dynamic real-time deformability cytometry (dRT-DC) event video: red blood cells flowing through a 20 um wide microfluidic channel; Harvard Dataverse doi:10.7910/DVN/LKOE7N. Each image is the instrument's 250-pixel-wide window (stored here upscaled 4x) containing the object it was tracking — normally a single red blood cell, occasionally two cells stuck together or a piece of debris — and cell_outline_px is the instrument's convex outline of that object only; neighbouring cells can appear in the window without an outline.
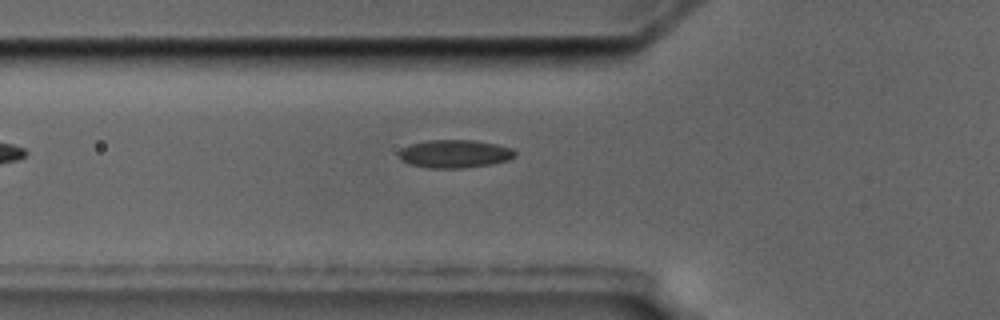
{"species": "common noctule bat (a hibernating species)", "species_latin": "Nyctalus noctula", "temperature_condition": "cold", "stored_images_in_passage": 5, "camera_frame_rate_fps": 3000, "um_per_image_px": 0.085, "animal": {"sex": "male", "body_mass_g": 17.5, "forearm_length_mm": 52.3}, "frame": {"image": 1, "passage_image": 5, "time_ms": 6.0, "image_size_px": [1000, 320], "cell_outline_px": [[516, 156], [508, 160], [492, 164], [460, 168], [428, 168], [408, 164], [400, 160], [400, 148], [412, 144], [428, 140], [476, 140], [496, 144], [512, 148], [516, 152]], "centroid_in_image_um": [38.66, 13.07], "position_along_channel_um": 87.1, "area_um2": 19.07}}